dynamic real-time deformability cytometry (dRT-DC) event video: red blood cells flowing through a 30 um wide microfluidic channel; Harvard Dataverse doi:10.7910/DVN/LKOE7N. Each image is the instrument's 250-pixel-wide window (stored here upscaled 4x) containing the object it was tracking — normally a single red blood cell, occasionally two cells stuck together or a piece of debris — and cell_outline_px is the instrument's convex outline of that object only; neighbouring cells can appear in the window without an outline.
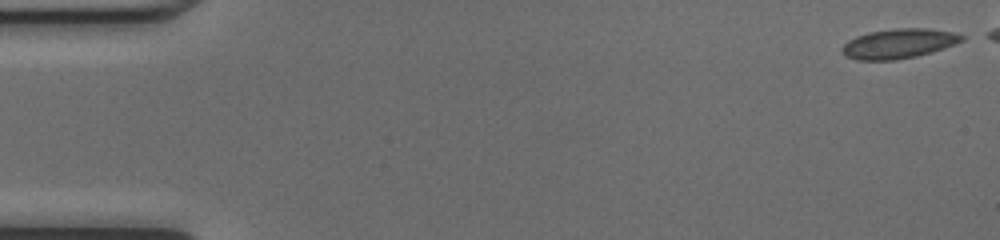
{"species": "common noctule bat (a hibernating species)", "species_latin": "Nyctalus noctula", "temperature_condition": "cold", "stored_images_in_passage": 9, "camera_frame_rate_fps": 3000, "um_per_image_px": 0.085, "animal": {"sex": "female", "body_mass_g": 17.0, "forearm_length_mm": 48.0}, "frame": {"image": 1, "passage_image": 1, "time_ms": 0.0, "image_size_px": [1000, 240], "cell_outline_px": [[964, 40], [916, 56], [896, 60], [856, 60], [840, 52], [840, 48], [848, 40], [856, 36], [868, 32], [896, 28], [928, 28], [952, 32], [964, 36]], "centroid_in_image_um": [76.31, 3.7], "position_along_channel_um": 8.7, "area_um2": 20.46}}